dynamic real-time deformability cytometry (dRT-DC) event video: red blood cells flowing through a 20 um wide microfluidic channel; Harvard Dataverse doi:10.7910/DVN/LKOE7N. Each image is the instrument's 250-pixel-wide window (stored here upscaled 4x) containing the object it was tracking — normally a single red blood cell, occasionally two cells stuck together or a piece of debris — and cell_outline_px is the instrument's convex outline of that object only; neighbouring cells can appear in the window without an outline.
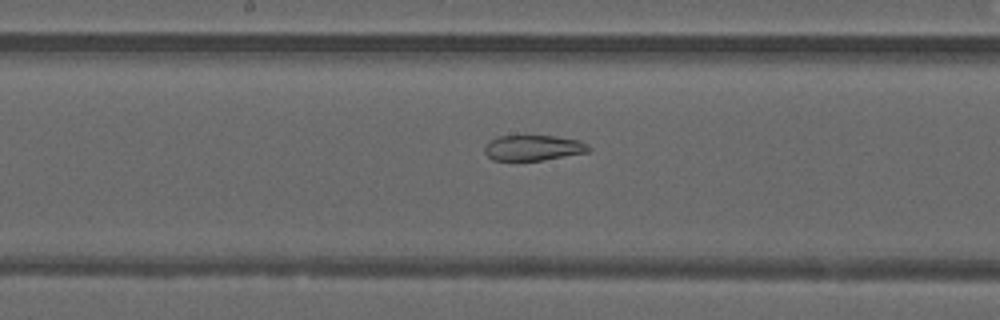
{"species": "common noctule bat (a hibernating species)", "species_latin": "Nyctalus noctula", "temperature_condition": "warm", "stored_images_in_passage": 26, "camera_frame_rate_fps": 3000, "um_per_image_px": 0.085, "animal": {"sex": "male", "forearm_length_mm": 52.5}, "frame": {"image": 1, "passage_image": 9, "time_ms": 2.667, "image_size_px": [1000, 320], "cell_outline_px": [[592, 148], [588, 152], [540, 160], [492, 160], [484, 152], [484, 148], [496, 136], [556, 136], [580, 140], [588, 144]], "centroid_in_image_um": [45.36, 12.56], "position_along_channel_um": 202.8, "area_um2": 15.32}}
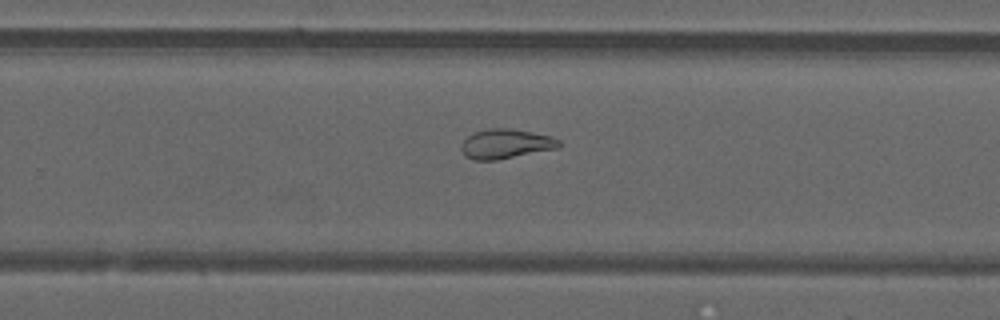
{"frame": {"image": 2, "passage_image": 15, "time_ms": 4.667, "image_size_px": [1000, 320], "cell_outline_px": [[564, 144], [560, 148], [496, 160], [472, 160], [464, 156], [460, 148], [460, 144], [468, 136], [476, 132], [488, 128], [508, 128], [532, 132], [552, 136], [560, 140]], "centroid_in_image_um": [43.02, 12.23], "position_along_channel_um": 286.8, "area_um2": 17.11}}
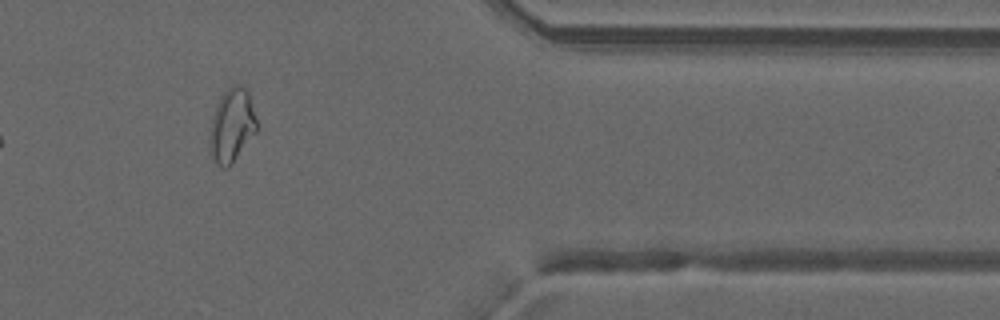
{"frame": {"image": 3, "passage_image": 24, "time_ms": 7.667, "image_size_px": [1000, 320], "cell_outline_px": [[256, 132], [232, 164], [228, 168], [220, 168], [216, 164], [212, 156], [212, 116], [220, 96], [228, 88], [236, 84], [240, 84], [248, 92], [256, 120]], "centroid_in_image_um": [19.73, 10.67], "position_along_channel_um": 391.7, "area_um2": 19.54}, "authors_computed_cell_mechanics": {"area_um2": 17.0221, "velocity_mm_per_s": 4.2166, "shape_relaxation_time_tau1_ms": null, "shape_relaxation_time_tau2_ms": 1.8376, "deformation_change_tau1": null, "deformation_change_tau2": 0.0726}}